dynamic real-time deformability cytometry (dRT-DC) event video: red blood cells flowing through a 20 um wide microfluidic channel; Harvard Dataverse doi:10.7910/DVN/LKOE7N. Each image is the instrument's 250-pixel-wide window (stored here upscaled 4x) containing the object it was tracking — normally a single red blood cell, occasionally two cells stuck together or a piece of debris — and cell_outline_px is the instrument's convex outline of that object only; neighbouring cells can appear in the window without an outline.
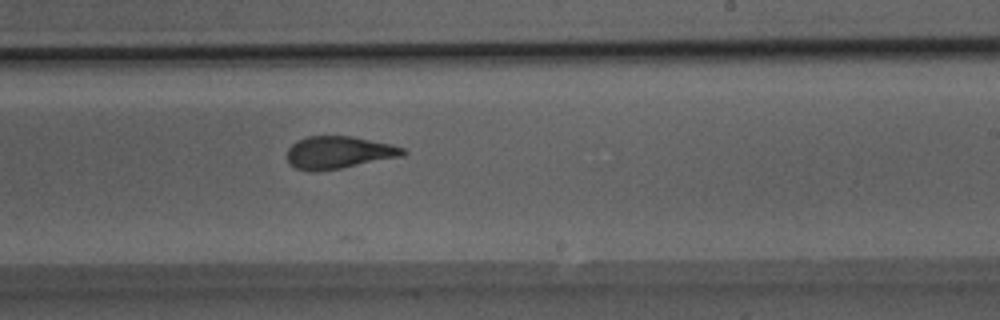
{"species": "Egyptian fruit bat (a non-hibernating species)", "species_latin": "Rousettus aegyptiacus", "temperature_condition": "room temperature", "stored_images_in_passage": 24, "camera_frame_rate_fps": 3000, "um_per_image_px": 0.085, "animal": {"sex": "male"}, "frame": {"image": 1, "passage_image": 19, "time_ms": 6.0, "image_size_px": [1000, 320], "cell_outline_px": [[408, 152], [404, 156], [340, 168], [316, 172], [308, 172], [296, 168], [288, 164], [288, 148], [296, 140], [308, 136], [352, 136], [392, 144], [404, 148]], "centroid_in_image_um": [28.79, 12.96], "position_along_channel_um": 260.2, "area_um2": 22.14}}